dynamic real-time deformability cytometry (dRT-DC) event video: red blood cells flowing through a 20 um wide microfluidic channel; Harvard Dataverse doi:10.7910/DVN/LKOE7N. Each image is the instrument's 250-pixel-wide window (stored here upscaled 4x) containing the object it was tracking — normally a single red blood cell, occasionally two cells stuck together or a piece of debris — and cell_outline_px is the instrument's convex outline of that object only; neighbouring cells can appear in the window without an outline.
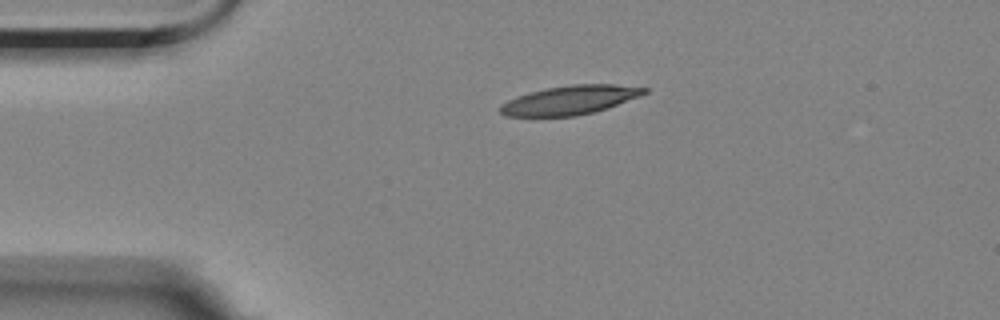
{"species": "Egyptian fruit bat (a non-hibernating species)", "species_latin": "Rousettus aegyptiacus", "temperature_condition": "room temperature", "stored_images_in_passage": 2, "camera_frame_rate_fps": 3000, "um_per_image_px": 0.085, "animal": {"sex": "female"}, "frame": {"image": 1, "passage_image": 1, "time_ms": 0.0, "image_size_px": [1000, 320], "cell_outline_px": [[648, 92], [640, 96], [592, 112], [576, 116], [504, 116], [500, 112], [500, 104], [516, 96], [548, 88], [572, 84], [612, 84], [648, 88]], "centroid_in_image_um": [48.42, 8.5], "position_along_channel_um": 36.6, "area_um2": 23.93}}